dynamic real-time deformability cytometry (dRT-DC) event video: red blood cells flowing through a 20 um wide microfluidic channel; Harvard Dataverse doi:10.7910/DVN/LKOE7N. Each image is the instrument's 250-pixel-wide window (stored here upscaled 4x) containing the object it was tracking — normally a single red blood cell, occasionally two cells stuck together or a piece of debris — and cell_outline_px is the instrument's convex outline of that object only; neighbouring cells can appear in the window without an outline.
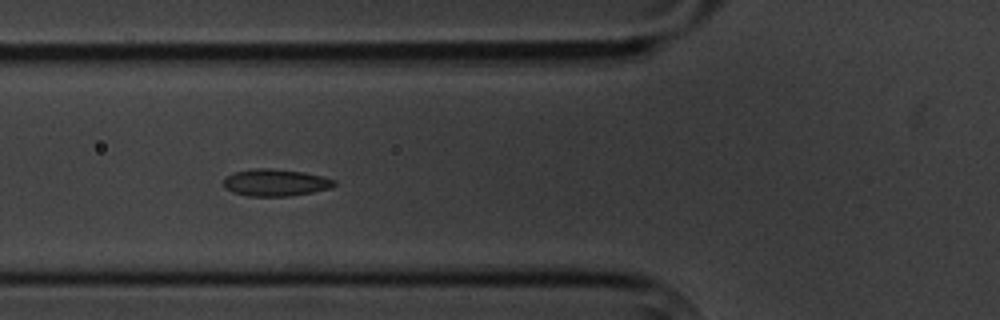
{"species": "common noctule bat (a hibernating species)", "species_latin": "Nyctalus noctula", "temperature_condition": "cold", "stored_images_in_passage": 7, "camera_frame_rate_fps": 3000, "um_per_image_px": 0.085, "animal": {"sex": "male", "body_mass_g": 20.1, "forearm_length_mm": 53.5}, "frame": {"image": 1, "passage_image": 6, "time_ms": 6.0, "image_size_px": [1000, 320], "cell_outline_px": [[336, 184], [332, 188], [312, 192], [288, 196], [248, 196], [232, 192], [224, 188], [224, 180], [232, 172], [256, 168], [272, 168], [304, 172], [336, 180]], "centroid_in_image_um": [23.41, 15.52], "position_along_channel_um": 102.4, "area_um2": 17.46}}
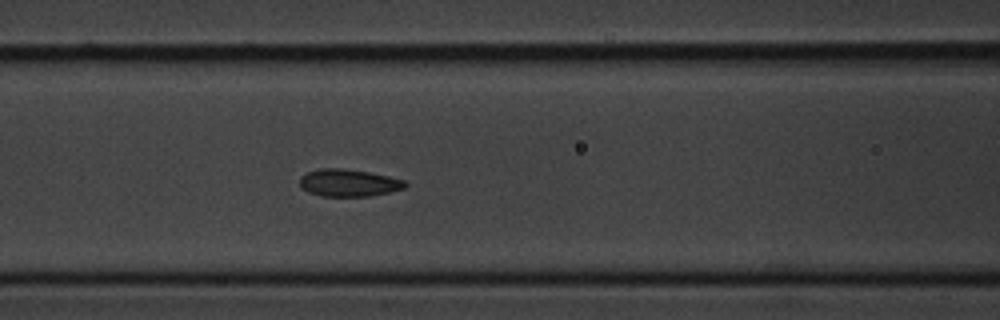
{"frame": {"image": 2, "passage_image": 7, "time_ms": 7.0, "image_size_px": [1000, 320], "cell_outline_px": [[408, 184], [404, 188], [388, 192], [368, 196], [320, 196], [308, 192], [300, 188], [300, 176], [308, 172], [320, 168], [344, 168], [368, 172], [388, 176], [404, 180]], "centroid_in_image_um": [29.6, 15.54], "position_along_channel_um": 137.0, "area_um2": 16.76}}